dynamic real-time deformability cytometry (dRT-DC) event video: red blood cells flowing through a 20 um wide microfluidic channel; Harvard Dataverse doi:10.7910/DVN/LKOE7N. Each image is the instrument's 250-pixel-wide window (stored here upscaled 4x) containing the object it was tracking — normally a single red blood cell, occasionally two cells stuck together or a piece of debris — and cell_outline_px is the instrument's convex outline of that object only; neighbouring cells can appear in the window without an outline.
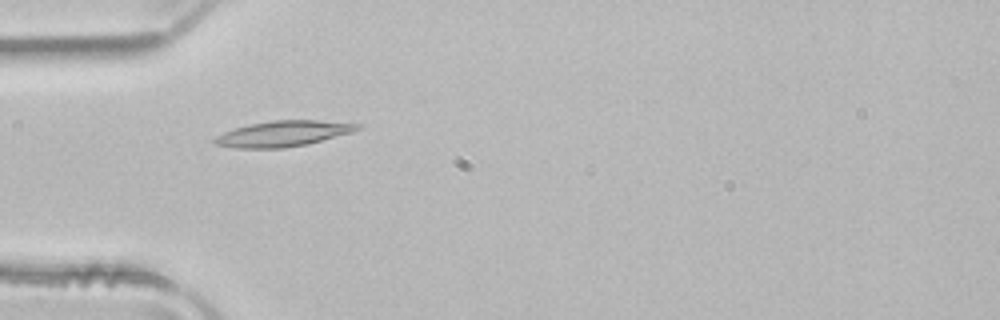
{"species": "common noctule bat (a hibernating species)", "species_latin": "Nyctalus noctula", "temperature_condition": "room temperature", "stored_images_in_passage": 46, "camera_frame_rate_fps": 3000, "um_per_image_px": 0.085, "animal": {"sex": "male", "body_mass_g": 21.5, "forearm_length_mm": 52.0}, "frame": {"image": 1, "passage_image": 10, "time_ms": 3.0, "image_size_px": [1000, 320], "cell_outline_px": [[364, 124], [360, 128], [352, 132], [308, 144], [284, 148], [236, 148], [216, 144], [212, 140], [216, 136], [224, 132], [236, 128], [252, 124], [272, 120], [316, 120]], "centroid_in_image_um": [24.1, 11.36], "position_along_channel_um": 60.9, "area_um2": 21.21}}
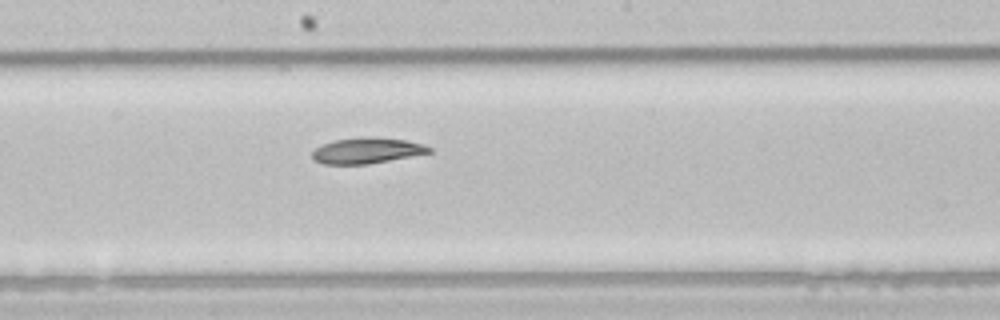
{"frame": {"image": 2, "passage_image": 22, "time_ms": 7.0, "image_size_px": [1000, 320], "cell_outline_px": [[432, 152], [368, 164], [324, 164], [312, 160], [312, 152], [320, 144], [336, 140], [360, 136], [376, 136], [408, 140], [424, 144], [432, 148]], "centroid_in_image_um": [31.18, 12.78], "position_along_channel_um": 217.0, "area_um2": 17.86}}
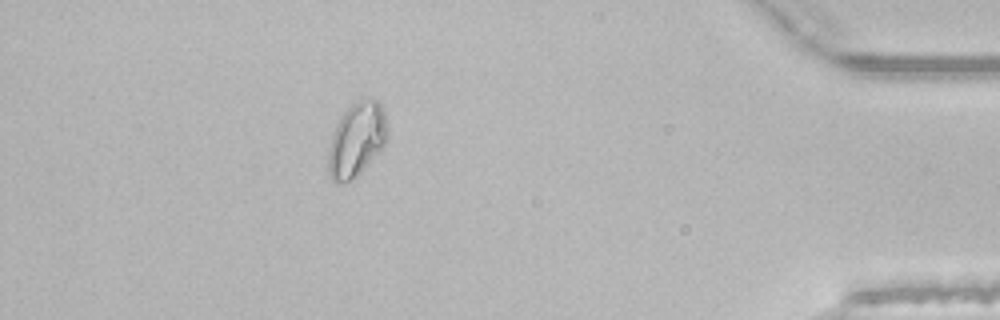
{"frame": {"image": 3, "passage_image": 40, "time_ms": 13.0, "image_size_px": [1000, 320], "cell_outline_px": [[388, 140], [352, 180], [344, 184], [336, 184], [328, 176], [328, 148], [332, 132], [340, 116], [352, 104], [360, 100], [372, 96], [380, 100], [384, 112], [388, 128]], "centroid_in_image_um": [30.3, 11.84], "position_along_channel_um": 404.9, "area_um2": 25.84}, "authors_computed_cell_mechanics": {"area_um2": 19.7098, "velocity_mm_per_s": 3.9552, "shape_relaxation_time_tau1_ms": 7.7417, "shape_relaxation_time_tau2_ms": null, "deformation_change_tau1": 0.1713, "deformation_change_tau2": null}}